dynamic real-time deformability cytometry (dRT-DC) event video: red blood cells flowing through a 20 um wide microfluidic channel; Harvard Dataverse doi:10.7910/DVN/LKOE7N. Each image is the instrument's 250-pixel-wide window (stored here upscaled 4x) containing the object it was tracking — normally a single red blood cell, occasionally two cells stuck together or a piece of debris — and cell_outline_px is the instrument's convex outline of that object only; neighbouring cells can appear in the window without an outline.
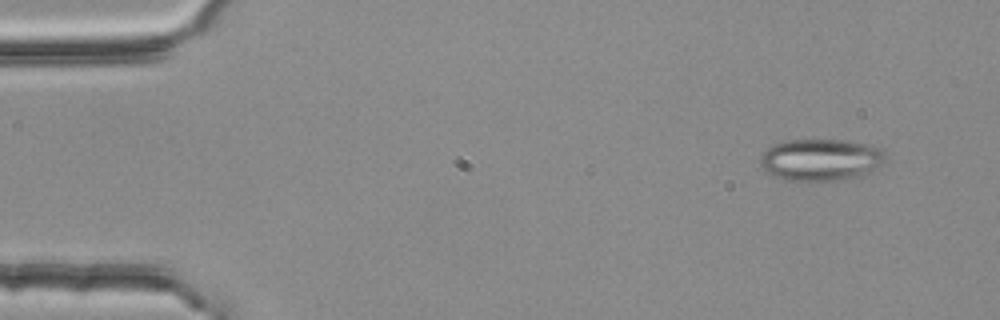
{"species": "common noctule bat (a hibernating species)", "species_latin": "Nyctalus noctula", "temperature_condition": "room temperature", "stored_images_in_passage": 3, "camera_frame_rate_fps": 3000, "um_per_image_px": 0.085, "animal": {"sex": "female", "body_mass_g": 25.1}, "frame": {"image": 1, "passage_image": 1, "time_ms": 0.0, "image_size_px": [1000, 320], "cell_outline_px": [[888, 164], [852, 176], [832, 180], [788, 180], [776, 176], [768, 172], [760, 164], [760, 156], [772, 144], [784, 140], [844, 140], [876, 148], [884, 152], [888, 156]], "centroid_in_image_um": [69.75, 13.55], "position_along_channel_um": 15.3, "area_um2": 29.94}}